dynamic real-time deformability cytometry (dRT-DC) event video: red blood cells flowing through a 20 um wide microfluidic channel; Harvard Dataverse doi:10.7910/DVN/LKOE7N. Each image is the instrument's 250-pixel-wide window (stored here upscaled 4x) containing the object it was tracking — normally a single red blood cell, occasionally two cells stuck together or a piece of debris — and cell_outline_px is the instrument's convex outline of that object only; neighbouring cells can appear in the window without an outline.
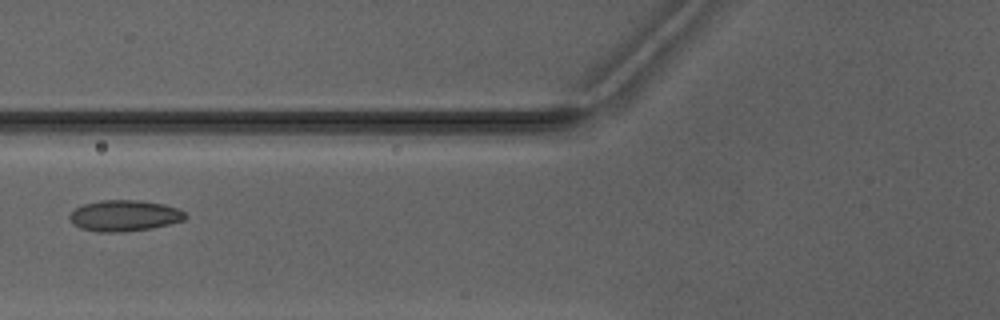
{"species": "Egyptian fruit bat (a non-hibernating species)", "species_latin": "Rousettus aegyptiacus", "temperature_condition": "warm", "stored_images_in_passage": 4, "camera_frame_rate_fps": 3000, "um_per_image_px": 0.085, "animal": {"sex": "male"}, "frame": {"image": 1, "passage_image": 4, "time_ms": 3.667, "image_size_px": [1000, 320], "cell_outline_px": [[188, 216], [184, 220], [152, 228], [120, 232], [100, 232], [80, 228], [68, 216], [76, 208], [84, 204], [100, 200], [140, 200], [164, 204], [180, 208]], "centroid_in_image_um": [10.62, 18.32], "position_along_channel_um": 115.2, "area_um2": 20.87}}